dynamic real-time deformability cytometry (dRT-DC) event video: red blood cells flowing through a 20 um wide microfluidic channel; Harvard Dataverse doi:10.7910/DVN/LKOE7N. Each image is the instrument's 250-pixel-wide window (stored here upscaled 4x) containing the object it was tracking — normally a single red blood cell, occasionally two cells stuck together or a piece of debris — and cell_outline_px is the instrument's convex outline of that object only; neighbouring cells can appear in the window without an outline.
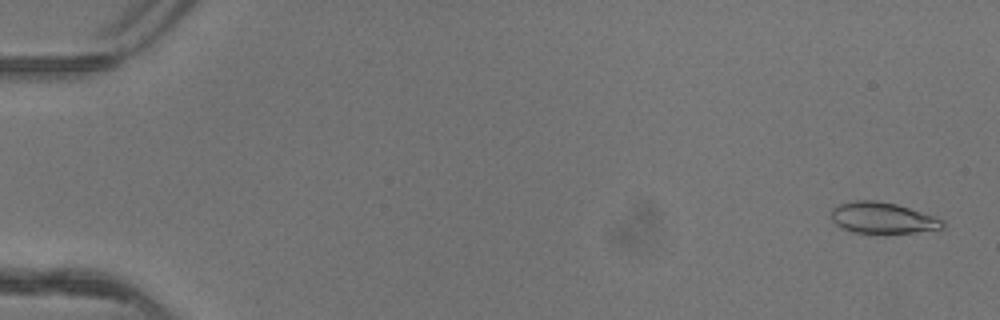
{"species": "common noctule bat (a hibernating species)", "species_latin": "Nyctalus noctula", "temperature_condition": "warm", "stored_images_in_passage": 51, "camera_frame_rate_fps": 3000, "um_per_image_px": 0.085, "animal": {"sex": "female"}, "frame": {"image": 1, "passage_image": 2, "time_ms": 0.333, "image_size_px": [1000, 320], "cell_outline_px": [[944, 228], [916, 232], [884, 236], [852, 232], [836, 224], [832, 220], [832, 208], [840, 204], [856, 200], [876, 200], [896, 204], [944, 220]], "centroid_in_image_um": [75.01, 18.57], "position_along_channel_um": 10.0, "area_um2": 20.63}}
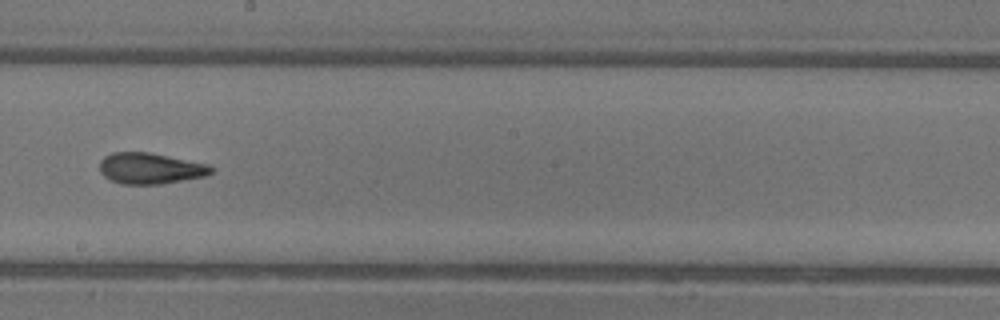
{"frame": {"image": 2, "passage_image": 30, "time_ms": 9.667, "image_size_px": [1000, 320], "cell_outline_px": [[212, 172], [204, 176], [160, 184], [120, 184], [104, 176], [100, 172], [100, 160], [104, 156], [112, 152], [148, 152], [208, 164], [212, 168]], "centroid_in_image_um": [12.73, 14.31], "position_along_channel_um": 235.5, "area_um2": 20.0}}
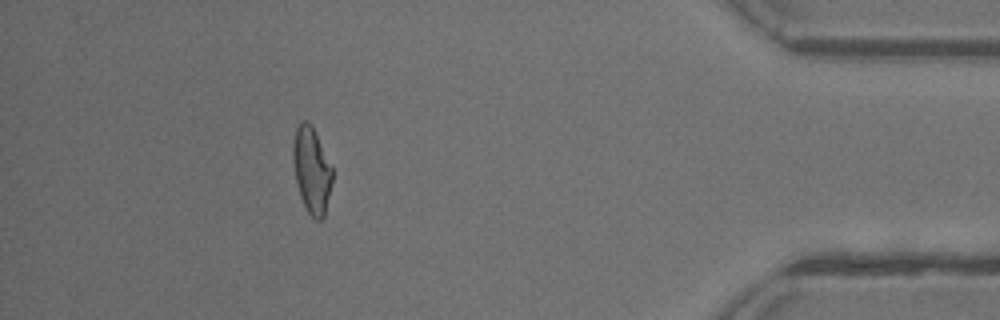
{"frame": {"image": 3, "passage_image": 46, "time_ms": 15.0, "image_size_px": [1000, 320], "cell_outline_px": [[332, 180], [324, 216], [320, 220], [316, 220], [308, 212], [300, 196], [296, 180], [292, 160], [292, 144], [296, 128], [304, 120], [308, 120], [312, 124], [332, 168]], "centroid_in_image_um": [26.47, 14.43], "position_along_channel_um": 408.7, "area_um2": 19.54}, "authors_computed_cell_mechanics": {"area_um2": 20.1722, "velocity_mm_per_s": 4.1693, "shape_relaxation_time_tau1_ms": 6.9643, "shape_relaxation_time_tau2_ms": 1.7838, "deformation_change_tau1": 0.236, "deformation_change_tau2": 0.1035}}